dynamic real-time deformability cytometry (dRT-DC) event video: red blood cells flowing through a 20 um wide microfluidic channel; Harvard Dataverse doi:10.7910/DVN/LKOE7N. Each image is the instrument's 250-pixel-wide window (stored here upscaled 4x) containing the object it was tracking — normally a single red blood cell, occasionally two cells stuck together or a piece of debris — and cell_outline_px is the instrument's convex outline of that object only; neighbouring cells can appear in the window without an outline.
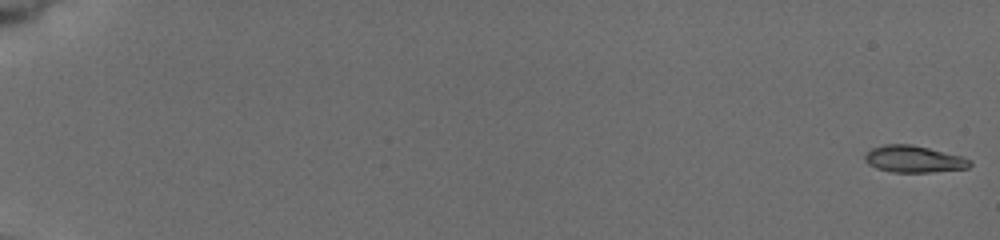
{"species": "common noctule bat (a hibernating species)", "species_latin": "Nyctalus noctula", "temperature_condition": "cold", "stored_images_in_passage": 8, "camera_frame_rate_fps": 3000, "um_per_image_px": 0.085, "animal": {"sex": "female", "body_mass_g": 19.5, "forearm_length_mm": 54.1}, "frame": {"image": 1, "passage_image": 1, "time_ms": 0.0, "image_size_px": [1000, 240], "cell_outline_px": [[972, 164], [968, 168], [928, 172], [892, 172], [876, 168], [868, 164], [864, 160], [864, 156], [872, 148], [884, 144], [912, 144], [964, 156], [972, 160]], "centroid_in_image_um": [77.7, 13.51], "position_along_channel_um": 7.3, "area_um2": 16.53}}
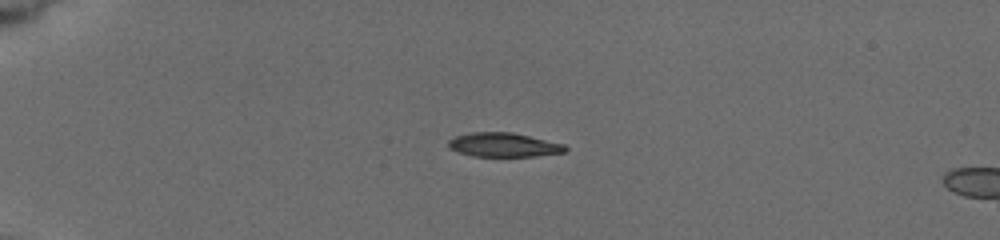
{"frame": {"image": 2, "passage_image": 6, "time_ms": 5.0, "image_size_px": [1000, 240], "cell_outline_px": [[568, 148], [564, 152], [536, 156], [472, 156], [448, 148], [448, 140], [456, 136], [472, 132], [512, 132], [564, 144]], "centroid_in_image_um": [42.8, 12.31], "position_along_channel_um": 42.2, "area_um2": 16.3}}